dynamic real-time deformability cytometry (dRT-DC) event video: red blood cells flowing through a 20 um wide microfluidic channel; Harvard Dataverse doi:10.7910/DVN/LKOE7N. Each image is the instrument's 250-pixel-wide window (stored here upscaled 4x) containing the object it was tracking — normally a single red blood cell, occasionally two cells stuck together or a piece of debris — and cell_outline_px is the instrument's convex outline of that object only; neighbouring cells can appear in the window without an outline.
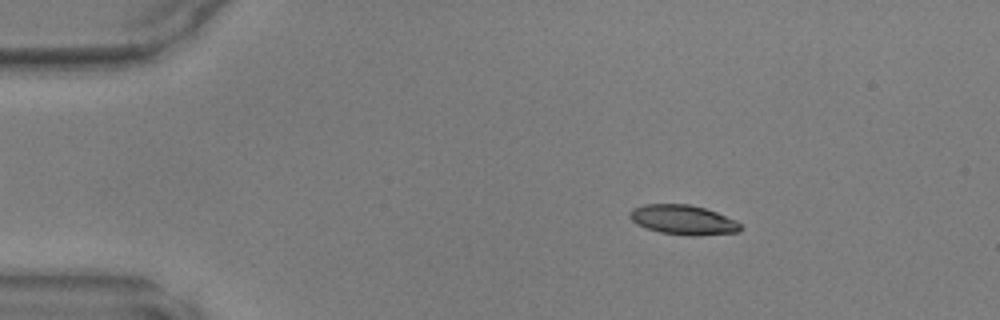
{"species": "common noctule bat (a hibernating species)", "species_latin": "Nyctalus noctula", "temperature_condition": "warm", "stored_images_in_passage": 48, "camera_frame_rate_fps": 3000, "um_per_image_px": 0.085, "animal": {"sex": "male", "body_mass_g": 17.9, "forearm_length_mm": 54.2}, "frame": {"image": 1, "passage_image": 8, "time_ms": 2.333, "image_size_px": [1000, 320], "cell_outline_px": [[740, 232], [692, 236], [688, 236], [660, 232], [636, 224], [628, 216], [628, 212], [632, 208], [644, 204], [688, 204], [704, 208], [716, 212], [736, 220], [740, 224]], "centroid_in_image_um": [58.04, 18.68], "position_along_channel_um": 27.0, "area_um2": 19.13}}
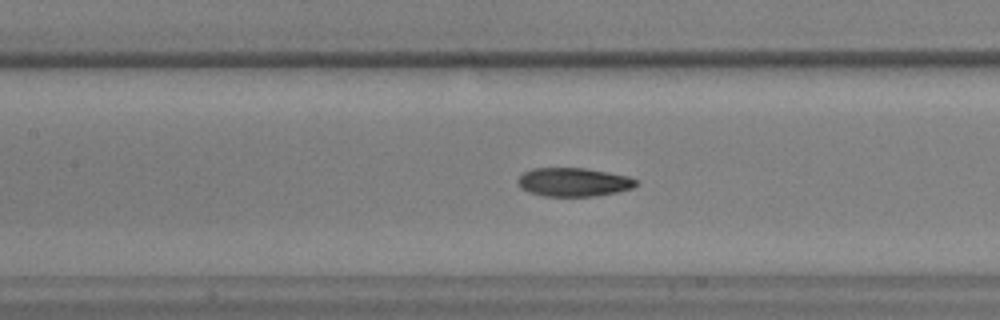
{"frame": {"image": 2, "passage_image": 22, "time_ms": 7.0, "image_size_px": [1000, 320], "cell_outline_px": [[636, 184], [632, 188], [616, 192], [596, 196], [544, 196], [528, 192], [520, 188], [516, 184], [516, 180], [524, 172], [532, 168], [584, 168], [608, 172], [628, 176], [636, 180]], "centroid_in_image_um": [48.69, 15.48], "position_along_channel_um": 158.7, "area_um2": 19.77}}
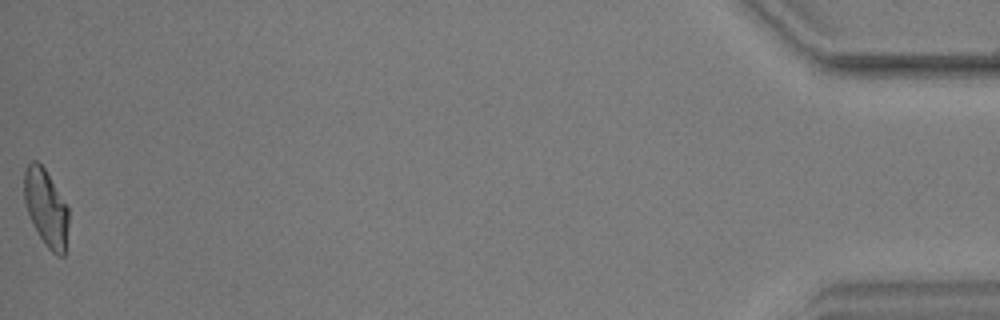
{"frame": {"image": 3, "passage_image": 48, "time_ms": 15.667, "image_size_px": [1000, 320], "cell_outline_px": [[68, 224], [64, 256], [56, 256], [44, 244], [28, 212], [24, 200], [24, 172], [28, 164], [32, 160], [36, 160], [44, 168], [68, 208]], "centroid_in_image_um": [3.91, 17.67], "position_along_channel_um": 431.3, "area_um2": 19.48}}